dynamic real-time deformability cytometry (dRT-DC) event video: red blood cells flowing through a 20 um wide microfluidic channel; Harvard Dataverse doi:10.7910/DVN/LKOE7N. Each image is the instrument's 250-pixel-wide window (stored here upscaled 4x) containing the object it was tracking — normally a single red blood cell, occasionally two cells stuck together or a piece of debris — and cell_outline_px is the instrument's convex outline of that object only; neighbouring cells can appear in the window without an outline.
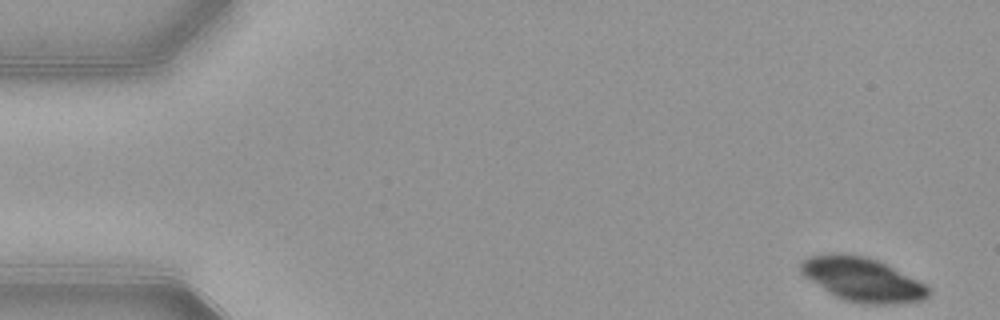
{"species": "common noctule bat (a hibernating species)", "species_latin": "Nyctalus noctula", "temperature_condition": "warm", "stored_images_in_passage": 51, "camera_frame_rate_fps": 3000, "um_per_image_px": 0.085, "animal": {"sex": "female", "body_mass_g": 21.9}, "frame": {"image": 1, "passage_image": 1, "time_ms": 0.0, "image_size_px": [1000, 320], "cell_outline_px": [[932, 292], [924, 300], [896, 304], [864, 304], [844, 300], [828, 292], [804, 276], [800, 272], [800, 264], [804, 260], [812, 256], [828, 252], [844, 252], [864, 256], [876, 260], [932, 288]], "centroid_in_image_um": [73.29, 23.76], "position_along_channel_um": 11.7, "area_um2": 32.6}}